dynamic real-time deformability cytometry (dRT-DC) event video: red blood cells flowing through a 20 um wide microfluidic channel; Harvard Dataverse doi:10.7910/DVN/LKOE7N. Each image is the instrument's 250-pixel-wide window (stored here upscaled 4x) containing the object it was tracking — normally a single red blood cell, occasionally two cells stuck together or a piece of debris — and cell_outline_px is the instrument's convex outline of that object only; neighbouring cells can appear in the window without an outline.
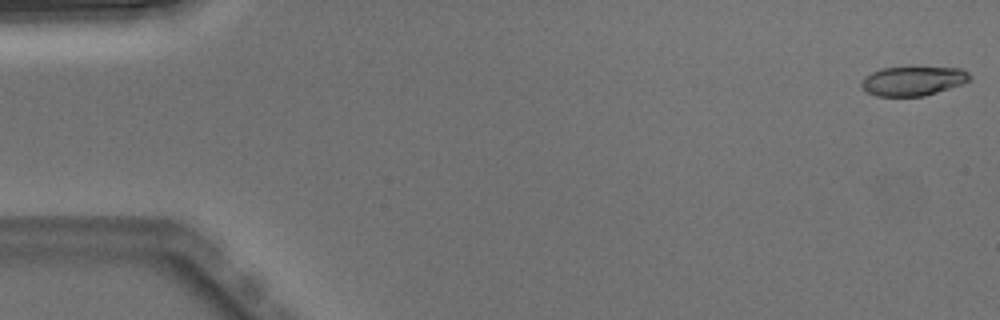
{"species": "Egyptian fruit bat (a non-hibernating species)", "species_latin": "Rousettus aegyptiacus", "temperature_condition": "warm", "stored_images_in_passage": 3, "camera_frame_rate_fps": 3000, "um_per_image_px": 0.085, "animal": {"sex": "male"}, "frame": {"image": 1, "passage_image": 1, "time_ms": 0.0, "image_size_px": [1000, 320], "cell_outline_px": [[972, 80], [964, 84], [924, 96], [876, 96], [868, 92], [860, 84], [864, 76], [880, 68], [912, 64], [960, 68], [968, 72], [972, 76]], "centroid_in_image_um": [77.66, 6.82], "position_along_channel_um": 7.3, "area_um2": 19.59}}